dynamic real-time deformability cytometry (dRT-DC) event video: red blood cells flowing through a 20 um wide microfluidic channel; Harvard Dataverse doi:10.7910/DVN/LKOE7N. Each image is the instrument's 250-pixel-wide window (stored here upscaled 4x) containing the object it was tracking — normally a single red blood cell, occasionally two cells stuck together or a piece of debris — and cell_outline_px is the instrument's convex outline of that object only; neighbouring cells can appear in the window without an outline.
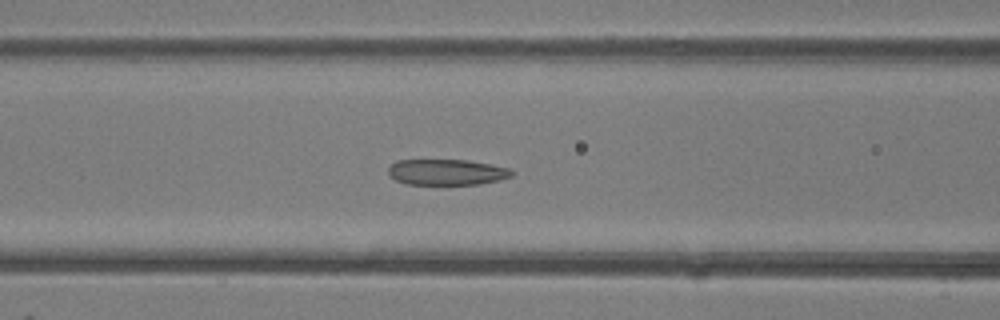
{"species": "common noctule bat (a hibernating species)", "species_latin": "Nyctalus noctula", "temperature_condition": "room temperature", "stored_images_in_passage": 48, "camera_frame_rate_fps": 3000, "um_per_image_px": 0.085, "animal": {"sex": "female"}, "frame": {"image": 1, "passage_image": 19, "time_ms": 6.0, "image_size_px": [1000, 320], "cell_outline_px": [[516, 172], [512, 176], [500, 180], [480, 184], [404, 184], [396, 180], [388, 172], [388, 168], [396, 160], [468, 160], [492, 164], [512, 168]], "centroid_in_image_um": [38.04, 14.62], "position_along_channel_um": 128.6, "area_um2": 18.79}}
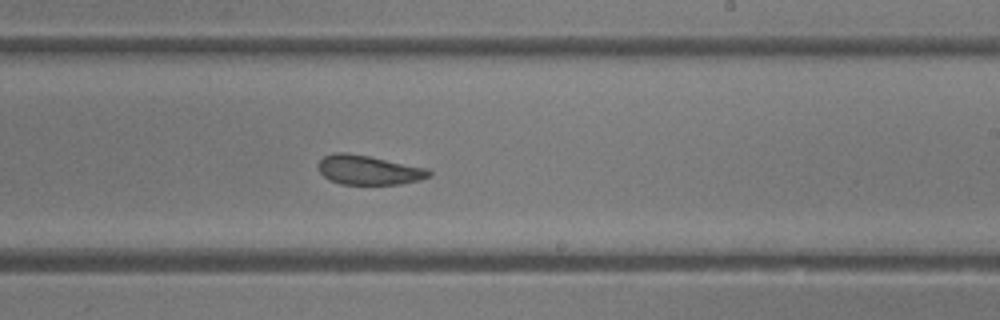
{"frame": {"image": 2, "passage_image": 28, "time_ms": 9.0, "image_size_px": [1000, 320], "cell_outline_px": [[432, 176], [420, 180], [400, 184], [340, 184], [324, 176], [316, 168], [316, 164], [324, 156], [332, 152], [348, 152], [428, 168], [432, 172]], "centroid_in_image_um": [31.32, 14.44], "position_along_channel_um": 257.7, "area_um2": 19.13}}
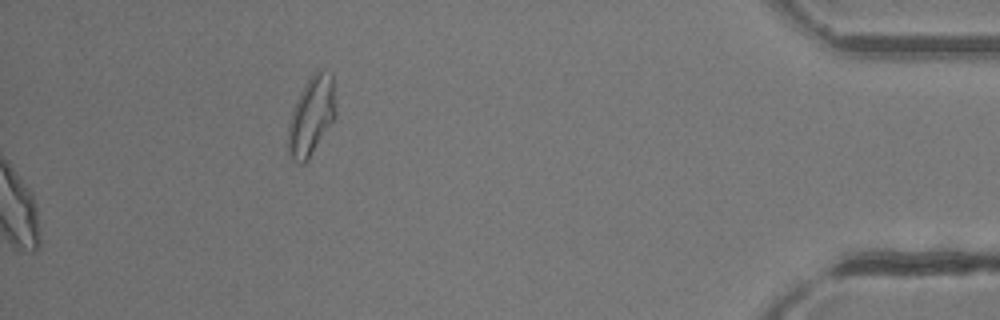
{"frame": {"image": 3, "passage_image": 48, "time_ms": 15.667, "image_size_px": [1000, 320], "cell_outline_px": [[336, 116], [308, 160], [304, 164], [300, 164], [292, 160], [288, 156], [288, 124], [296, 100], [304, 84], [312, 72], [316, 68], [320, 68], [332, 72], [336, 112]], "centroid_in_image_um": [26.47, 9.82], "position_along_channel_um": 408.7, "area_um2": 22.25}, "authors_computed_cell_mechanics": {"area_um2": 21.7039, "velocity_mm_per_s": 4.3054, "shape_relaxation_time_tau1_ms": null, "shape_relaxation_time_tau2_ms": 2.8353, "deformation_change_tau1": null, "deformation_change_tau2": 0.0747}}